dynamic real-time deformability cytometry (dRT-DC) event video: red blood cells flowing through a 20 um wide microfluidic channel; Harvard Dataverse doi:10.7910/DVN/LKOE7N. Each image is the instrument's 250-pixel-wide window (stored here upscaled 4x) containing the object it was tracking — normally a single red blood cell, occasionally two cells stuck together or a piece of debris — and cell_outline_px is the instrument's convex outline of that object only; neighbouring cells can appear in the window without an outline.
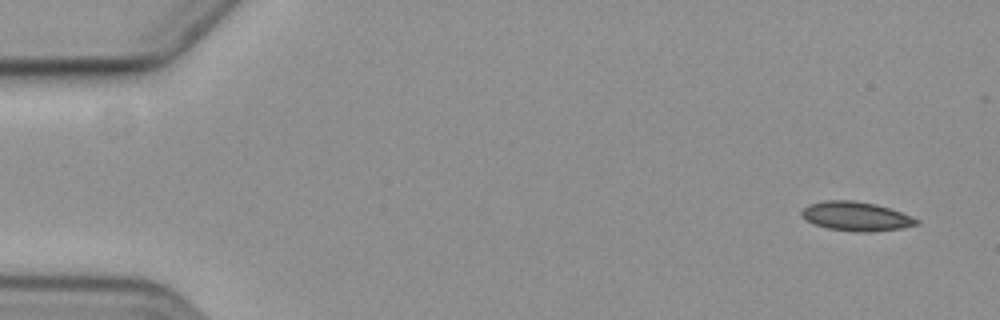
{"species": "common noctule bat (a hibernating species)", "species_latin": "Nyctalus noctula", "temperature_condition": "cold", "stored_images_in_passage": 5, "camera_frame_rate_fps": 3000, "um_per_image_px": 0.085, "animal": {"sex": "female", "body_mass_g": 19.3, "forearm_length_mm": 54.1}, "frame": {"image": 1, "passage_image": 1, "time_ms": 0.0, "image_size_px": [1000, 320], "cell_outline_px": [[920, 224], [904, 228], [872, 232], [856, 232], [828, 228], [816, 224], [808, 220], [800, 212], [808, 204], [824, 200], [852, 200], [876, 204], [912, 216], [920, 220]], "centroid_in_image_um": [72.82, 18.39], "position_along_channel_um": 12.2, "area_um2": 19.48}}